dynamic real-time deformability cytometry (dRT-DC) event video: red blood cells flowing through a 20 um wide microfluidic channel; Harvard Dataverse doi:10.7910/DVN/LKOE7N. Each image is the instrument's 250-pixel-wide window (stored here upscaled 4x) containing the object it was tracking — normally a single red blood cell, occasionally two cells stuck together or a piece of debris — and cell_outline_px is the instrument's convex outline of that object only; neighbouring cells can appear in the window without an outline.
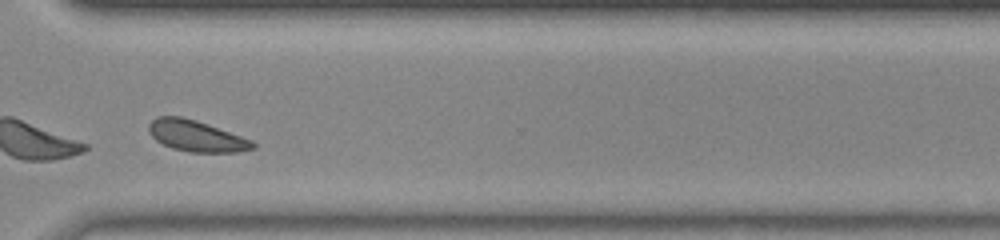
{"species": "common noctule bat (a hibernating species)", "species_latin": "Nyctalus noctula", "temperature_condition": "room temperature", "stored_images_in_passage": 42, "camera_frame_rate_fps": 3000, "um_per_image_px": 0.085, "animal": {"sex": "male", "body_mass_g": 20.0, "forearm_length_mm": 53.3}, "frame": {"image": 1, "passage_image": 30, "time_ms": 9.667, "image_size_px": [1000, 240], "cell_outline_px": [[256, 148], [236, 152], [188, 152], [172, 148], [156, 140], [148, 132], [148, 124], [156, 116], [180, 116], [196, 120], [252, 140], [256, 144]], "centroid_in_image_um": [16.66, 11.55], "position_along_channel_um": 353.9, "area_um2": 18.84}, "authors_computed_cell_mechanics": {"area_um2": 18.6694, "velocity_mm_per_s": 3.7686, "shape_relaxation_time_tau1_ms": 2.7907, "shape_relaxation_time_tau2_ms": 6.6269, "deformation_change_tau1": 0.0485, "deformation_change_tau2": 0.1053}}